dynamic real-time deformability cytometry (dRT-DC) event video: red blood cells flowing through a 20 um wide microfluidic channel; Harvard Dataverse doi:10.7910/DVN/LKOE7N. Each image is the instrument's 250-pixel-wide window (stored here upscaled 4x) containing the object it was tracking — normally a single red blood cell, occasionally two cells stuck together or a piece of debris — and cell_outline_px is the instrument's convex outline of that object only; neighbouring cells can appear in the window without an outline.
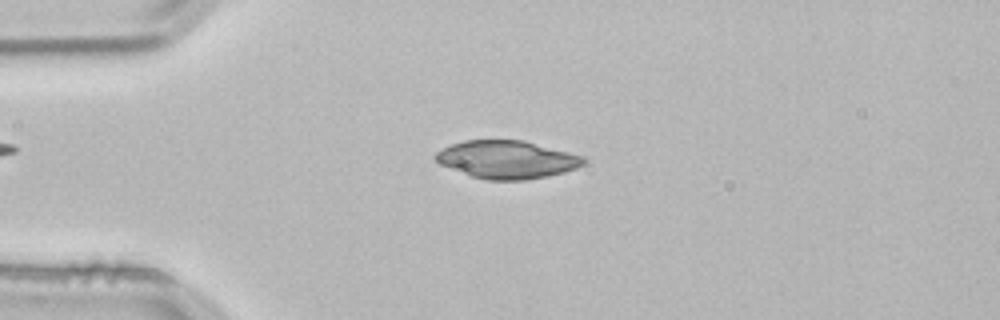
{"species": "common noctule bat (a hibernating species)", "species_latin": "Nyctalus noctula", "temperature_condition": "room temperature", "stored_images_in_passage": 52, "camera_frame_rate_fps": 3000, "um_per_image_px": 0.085, "animal": {"sex": "male", "body_mass_g": 21.5, "forearm_length_mm": 52.0}, "frame": {"image": 1, "passage_image": 12, "time_ms": 3.667, "image_size_px": [1000, 320], "cell_outline_px": [[588, 160], [584, 164], [576, 168], [564, 172], [548, 176], [524, 180], [484, 180], [468, 176], [440, 164], [432, 156], [436, 152], [452, 144], [464, 140], [524, 140], [584, 156]], "centroid_in_image_um": [43.08, 13.57], "position_along_channel_um": 41.9, "area_um2": 32.95}}
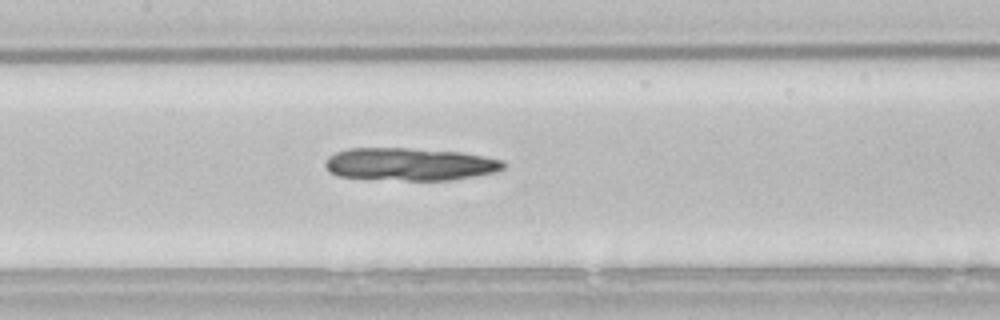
{"frame": {"image": 2, "passage_image": 24, "time_ms": 7.667, "image_size_px": [1000, 320], "cell_outline_px": [[504, 168], [492, 172], [476, 176], [452, 180], [404, 180], [340, 176], [328, 172], [324, 164], [324, 160], [328, 156], [336, 152], [348, 148], [408, 148], [460, 152], [484, 156], [504, 160]], "centroid_in_image_um": [34.81, 13.95], "position_along_channel_um": 172.6, "area_um2": 33.87}}
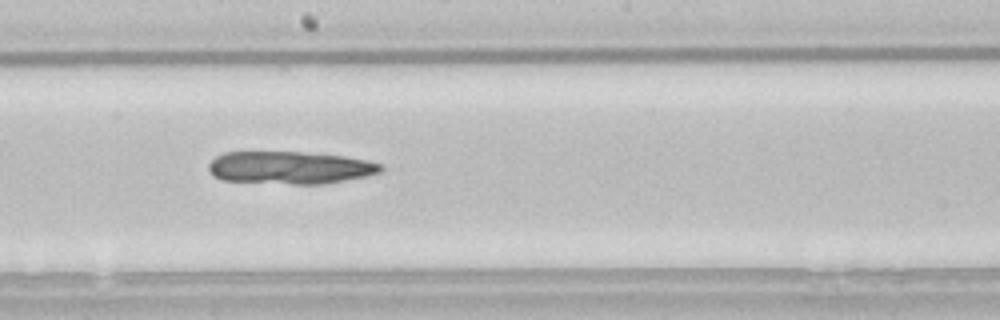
{"frame": {"image": 3, "passage_image": 28, "time_ms": 9.0, "image_size_px": [1000, 320], "cell_outline_px": [[384, 168], [380, 172], [364, 176], [324, 184], [292, 184], [224, 180], [212, 176], [208, 168], [208, 164], [216, 156], [224, 152], [300, 152], [344, 156], [368, 160], [384, 164]], "centroid_in_image_um": [24.65, 14.24], "position_along_channel_um": 223.6, "area_um2": 32.71}}